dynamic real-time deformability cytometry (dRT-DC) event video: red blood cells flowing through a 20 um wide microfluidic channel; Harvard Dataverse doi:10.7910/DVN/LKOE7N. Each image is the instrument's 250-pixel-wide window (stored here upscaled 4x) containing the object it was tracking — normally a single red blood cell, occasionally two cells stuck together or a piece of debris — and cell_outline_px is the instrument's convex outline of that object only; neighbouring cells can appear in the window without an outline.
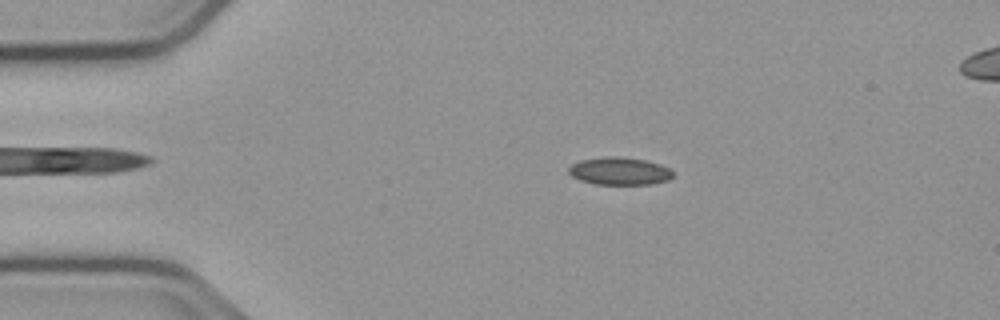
{"species": "common noctule bat (a hibernating species)", "species_latin": "Nyctalus noctula", "temperature_condition": "cold", "stored_images_in_passage": 54, "segment_of_instrument_passage": [1, 2], "camera_frame_rate_fps": 3000, "um_per_image_px": 0.085, "animal": {"sex": "male", "body_mass_g": 23.1, "forearm_length_mm": 52.7}, "frame": {"image": 1, "passage_image": 9, "time_ms": 2.667, "image_size_px": [1000, 320], "cell_outline_px": [[676, 172], [668, 180], [652, 184], [596, 184], [580, 180], [572, 176], [568, 172], [568, 168], [572, 164], [580, 160], [608, 156], [616, 156], [644, 160], [660, 164], [672, 168]], "centroid_in_image_um": [52.69, 14.54], "position_along_channel_um": 32.3, "area_um2": 16.88}}
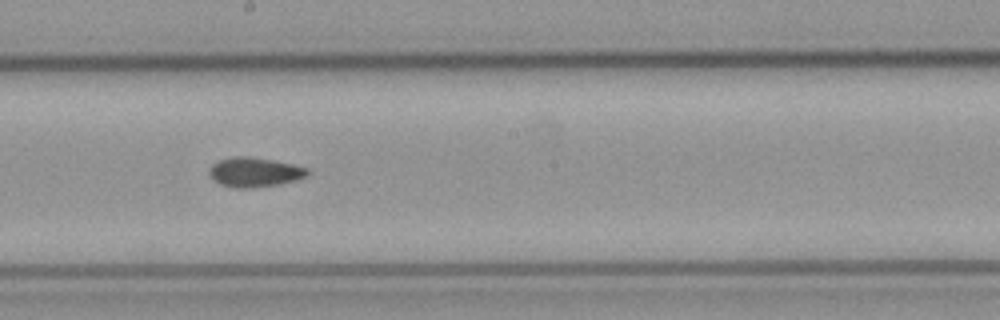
{"frame": {"image": 2, "passage_image": 28, "time_ms": 9.0, "image_size_px": [1000, 320], "cell_outline_px": [[312, 172], [308, 176], [296, 180], [280, 184], [252, 188], [236, 188], [220, 184], [208, 176], [208, 168], [212, 164], [220, 160], [232, 156], [252, 156], [292, 164], [308, 168]], "centroid_in_image_um": [21.64, 14.63], "position_along_channel_um": 226.6, "area_um2": 17.22}}
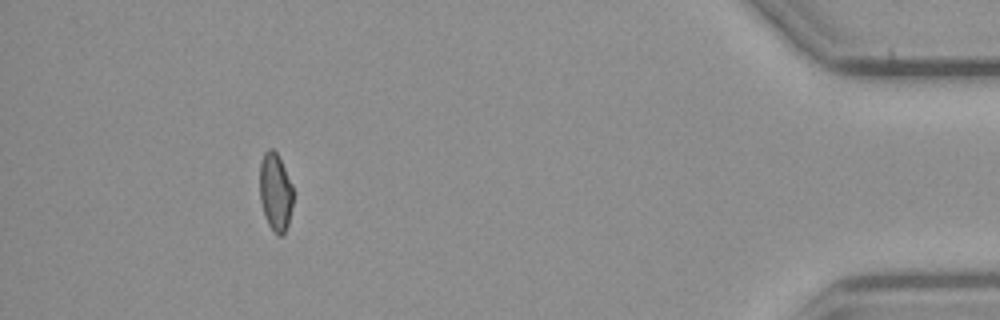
{"frame": {"image": 3, "passage_image": 48, "time_ms": 15.667, "image_size_px": [1000, 320], "cell_outline_px": [[292, 204], [288, 224], [284, 232], [280, 236], [276, 236], [268, 224], [264, 216], [260, 200], [260, 164], [264, 152], [268, 148], [272, 148], [276, 152], [292, 184]], "centroid_in_image_um": [23.39, 16.34], "position_along_channel_um": 411.8, "area_um2": 15.09}}